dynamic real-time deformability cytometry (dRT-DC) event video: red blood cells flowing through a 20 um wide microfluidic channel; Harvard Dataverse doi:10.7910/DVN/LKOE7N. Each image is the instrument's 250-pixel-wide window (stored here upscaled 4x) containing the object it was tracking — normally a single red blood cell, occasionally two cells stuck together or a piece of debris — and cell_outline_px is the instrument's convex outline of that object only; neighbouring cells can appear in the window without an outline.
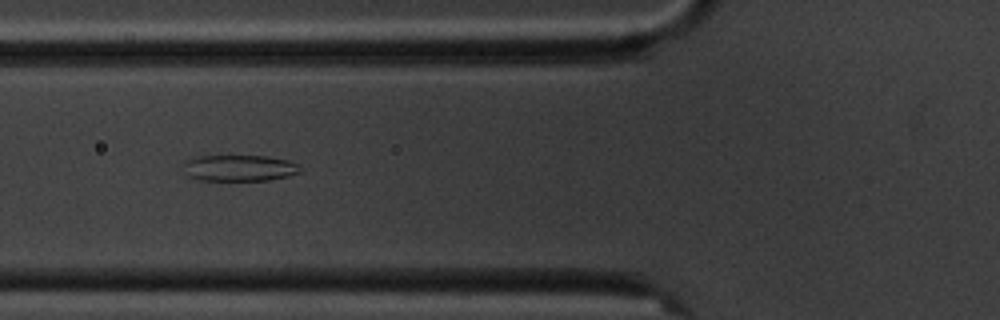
{"species": "common noctule bat (a hibernating species)", "species_latin": "Nyctalus noctula", "temperature_condition": "cold", "stored_images_in_passage": 9, "camera_frame_rate_fps": 3000, "um_per_image_px": 0.085, "animal": {"sex": "male", "body_mass_g": 20.1, "forearm_length_mm": 53.5}, "frame": {"image": 1, "passage_image": 6, "time_ms": 6.667, "image_size_px": [1000, 320], "cell_outline_px": [[300, 172], [288, 176], [268, 180], [196, 180], [188, 176], [184, 172], [184, 160], [192, 156], [268, 156], [288, 160], [296, 164], [300, 168]], "centroid_in_image_um": [20.28, 14.27], "position_along_channel_um": 105.5, "area_um2": 17.98}}